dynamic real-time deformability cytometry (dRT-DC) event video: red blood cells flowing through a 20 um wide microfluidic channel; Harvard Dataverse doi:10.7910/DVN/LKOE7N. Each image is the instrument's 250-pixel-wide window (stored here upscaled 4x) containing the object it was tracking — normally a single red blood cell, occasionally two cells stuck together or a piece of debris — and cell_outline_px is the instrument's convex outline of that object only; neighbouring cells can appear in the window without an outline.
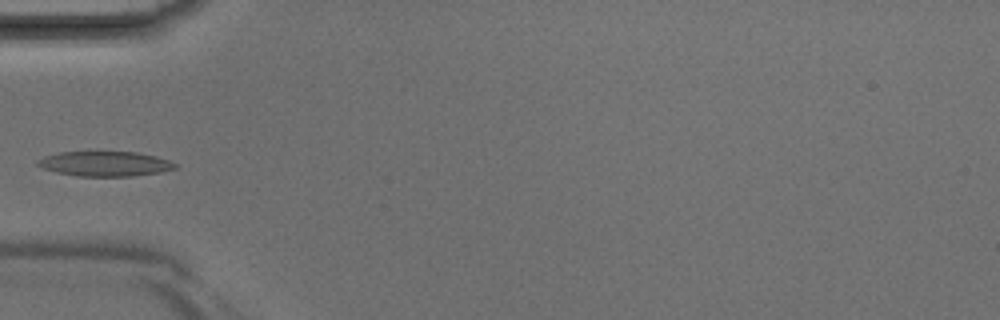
{"species": "Egyptian fruit bat (a non-hibernating species)", "species_latin": "Rousettus aegyptiacus", "temperature_condition": "room temperature", "stored_images_in_passage": 5, "camera_frame_rate_fps": 3000, "um_per_image_px": 0.085, "animal": {"sex": "male"}, "frame": {"image": 1, "passage_image": 5, "time_ms": 1.333, "image_size_px": [1000, 320], "cell_outline_px": [[176, 168], [160, 172], [132, 176], [80, 176], [56, 172], [44, 168], [36, 164], [36, 160], [44, 156], [60, 152], [136, 152], [156, 156], [168, 160], [176, 164]], "centroid_in_image_um": [8.91, 13.92], "position_along_channel_um": 76.1, "area_um2": 19.77}}